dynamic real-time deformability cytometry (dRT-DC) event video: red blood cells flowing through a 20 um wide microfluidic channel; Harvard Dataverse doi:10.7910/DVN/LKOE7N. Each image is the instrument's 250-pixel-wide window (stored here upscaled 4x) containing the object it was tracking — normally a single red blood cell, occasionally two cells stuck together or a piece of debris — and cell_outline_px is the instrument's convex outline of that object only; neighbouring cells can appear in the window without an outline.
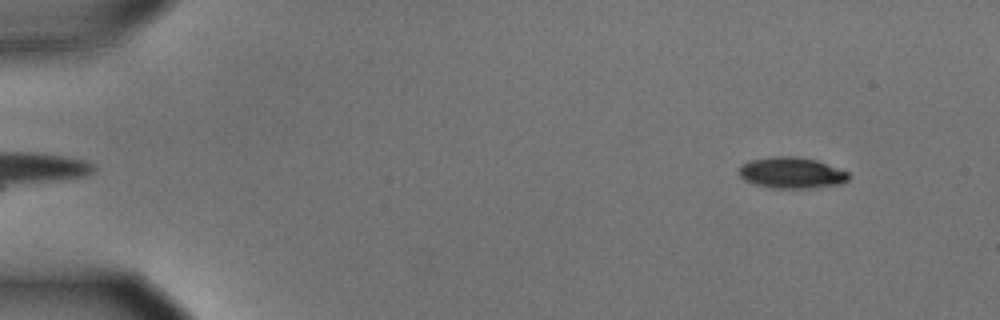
{"species": "common noctule bat (a hibernating species)", "species_latin": "Nyctalus noctula", "temperature_condition": "cold", "stored_images_in_passage": 57, "segment_of_instrument_passage": [1, 2], "camera_frame_rate_fps": 3000, "um_per_image_px": 0.085, "animal": {"sex": "male", "body_mass_g": 15.6}, "frame": {"image": 1, "passage_image": 5, "time_ms": 1.333, "image_size_px": [1000, 320], "cell_outline_px": [[848, 180], [844, 184], [808, 188], [772, 188], [756, 184], [744, 180], [740, 176], [740, 164], [752, 160], [772, 156], [796, 156], [816, 160], [848, 172]], "centroid_in_image_um": [67.29, 14.69], "position_along_channel_um": 17.7, "area_um2": 19.83}}
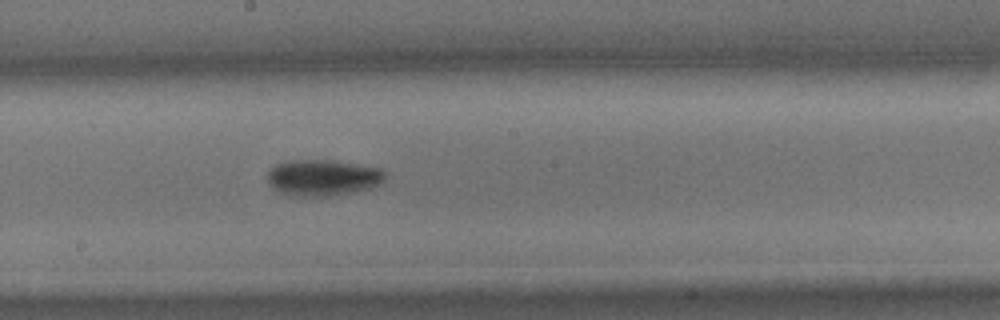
{"frame": {"image": 2, "passage_image": 31, "time_ms": 10.0, "image_size_px": [1000, 320], "cell_outline_px": [[384, 180], [380, 184], [368, 188], [352, 192], [332, 196], [292, 196], [280, 192], [268, 184], [268, 172], [276, 164], [288, 160], [336, 160], [380, 168], [384, 172]], "centroid_in_image_um": [27.42, 15.09], "position_along_channel_um": 220.8, "area_um2": 24.85}}
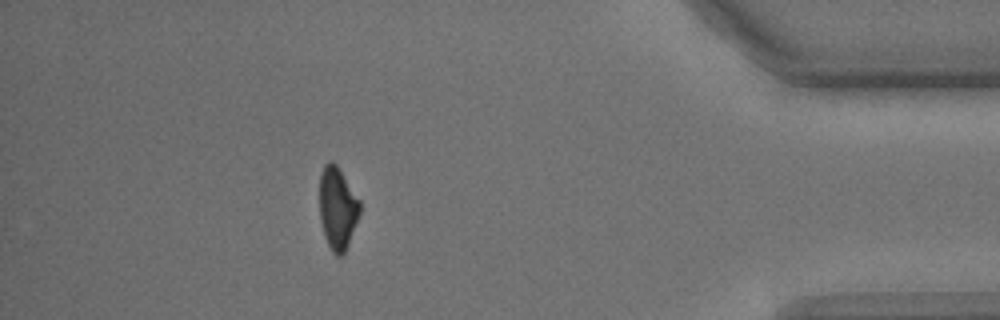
{"frame": {"image": 3, "passage_image": 50, "time_ms": 16.333, "image_size_px": [1000, 320], "cell_outline_px": [[360, 212], [348, 244], [344, 252], [340, 256], [336, 256], [332, 252], [324, 236], [320, 220], [320, 172], [324, 164], [328, 160], [332, 160], [340, 168], [360, 200]], "centroid_in_image_um": [28.68, 17.64], "position_along_channel_um": 406.5, "area_um2": 19.48}}